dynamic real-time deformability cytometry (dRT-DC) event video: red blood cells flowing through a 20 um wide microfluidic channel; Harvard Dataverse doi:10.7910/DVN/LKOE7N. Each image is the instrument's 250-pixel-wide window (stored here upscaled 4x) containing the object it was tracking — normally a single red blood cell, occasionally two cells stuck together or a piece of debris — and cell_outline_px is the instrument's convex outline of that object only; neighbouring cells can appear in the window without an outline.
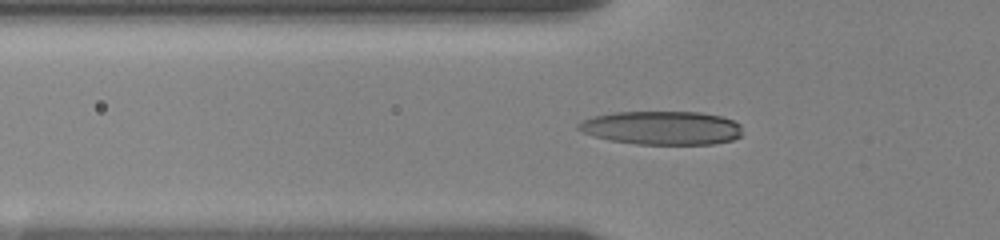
{"species": "human", "species_latin": "Homo sapiens", "temperature_condition": "room temperature", "stored_images_in_passage": 49, "camera_frame_rate_fps": 3000, "um_per_image_px": 0.085, "donor": {"sex": "female"}, "frame": {"image": 1, "passage_image": 14, "time_ms": 4.333, "image_size_px": [1000, 240], "cell_outline_px": [[740, 136], [732, 140], [716, 144], [636, 144], [608, 140], [592, 136], [580, 132], [576, 128], [576, 124], [592, 116], [616, 112], [700, 112], [720, 116], [732, 120], [740, 124]], "centroid_in_image_um": [56.2, 10.87], "position_along_channel_um": 69.6, "area_um2": 32.31}}
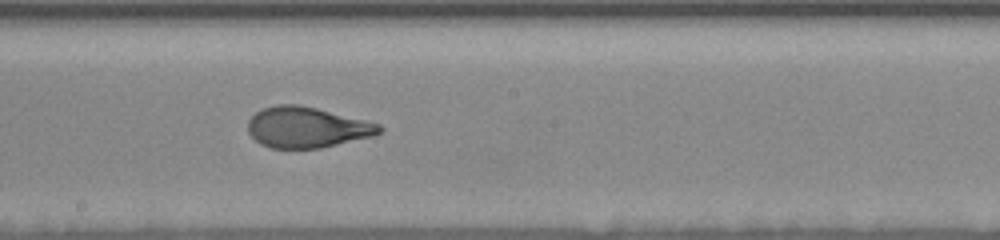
{"frame": {"image": 2, "passage_image": 27, "time_ms": 8.667, "image_size_px": [1000, 240], "cell_outline_px": [[384, 132], [372, 136], [320, 148], [272, 148], [260, 144], [248, 132], [248, 120], [256, 112], [264, 108], [276, 104], [296, 104], [316, 108], [380, 124], [384, 128]], "centroid_in_image_um": [26.08, 10.82], "position_along_channel_um": 222.1, "area_um2": 31.04}}
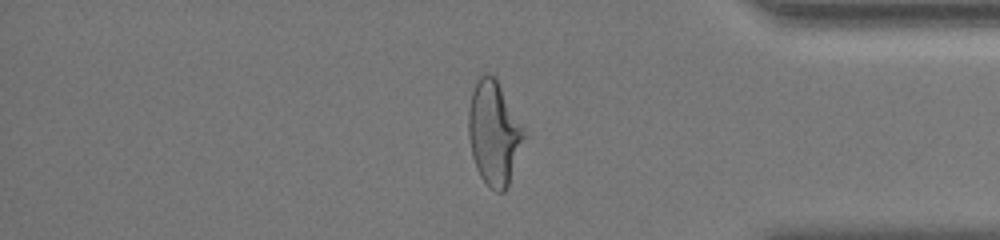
{"frame": {"image": 3, "passage_image": 43, "time_ms": 14.0, "image_size_px": [1000, 240], "cell_outline_px": [[524, 136], [508, 188], [504, 192], [496, 192], [480, 176], [476, 168], [472, 156], [468, 136], [468, 108], [472, 92], [480, 76], [488, 72], [496, 80]], "centroid_in_image_um": [41.91, 11.38], "position_along_channel_um": 393.3, "area_um2": 32.19}, "authors_computed_cell_mechanics": {"area_um2": 31.7322, "velocity_mm_per_s": 3.5208, "shape_relaxation_time_tau1_ms": 4.639, "shape_relaxation_time_tau2_ms": 0.8326, "deformation_change_tau1": 0.2154, "deformation_change_tau2": 0.0625}}